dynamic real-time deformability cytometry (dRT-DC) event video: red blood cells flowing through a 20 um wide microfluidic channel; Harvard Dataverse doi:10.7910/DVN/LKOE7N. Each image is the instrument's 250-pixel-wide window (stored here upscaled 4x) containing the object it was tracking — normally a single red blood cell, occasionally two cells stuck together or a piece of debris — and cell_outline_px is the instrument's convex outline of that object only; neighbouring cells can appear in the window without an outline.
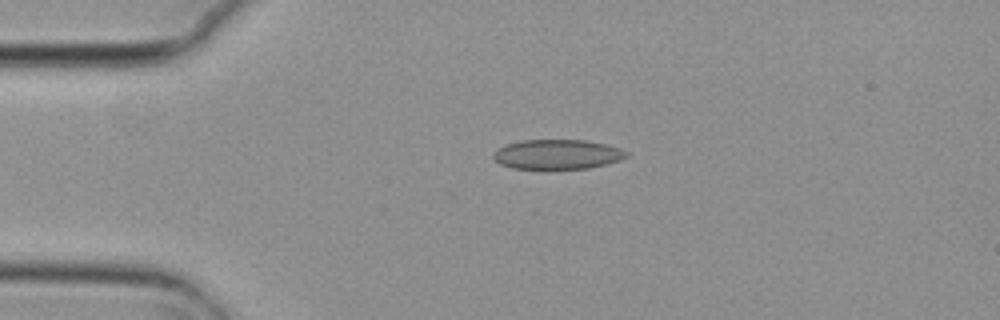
{"species": "common noctule bat (a hibernating species)", "species_latin": "Nyctalus noctula", "temperature_condition": "cold", "stored_images_in_passage": 2, "camera_frame_rate_fps": 3000, "um_per_image_px": 0.085, "animal": {"sex": "female", "body_mass_g": 29.2, "forearm_length_mm": 56.3}, "frame": {"image": 1, "passage_image": 1, "time_ms": 0.0, "image_size_px": [1000, 320], "cell_outline_px": [[628, 156], [620, 160], [588, 168], [556, 172], [512, 168], [500, 164], [492, 156], [492, 152], [508, 144], [520, 140], [584, 140], [604, 144], [620, 148], [628, 152]], "centroid_in_image_um": [47.34, 13.17], "position_along_channel_um": 37.7, "area_um2": 23.81}}